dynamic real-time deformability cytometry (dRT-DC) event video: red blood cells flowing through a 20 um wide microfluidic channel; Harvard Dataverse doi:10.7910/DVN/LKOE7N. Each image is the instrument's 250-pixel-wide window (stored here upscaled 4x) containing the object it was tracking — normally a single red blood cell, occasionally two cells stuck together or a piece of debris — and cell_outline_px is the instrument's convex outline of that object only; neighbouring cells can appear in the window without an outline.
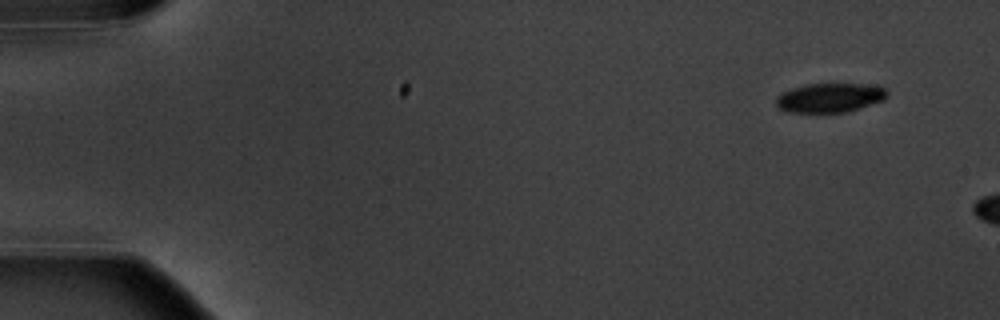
{"species": "common noctule bat (a hibernating species)", "species_latin": "Nyctalus noctula", "temperature_condition": "warm", "stored_images_in_passage": 3, "camera_frame_rate_fps": 3000, "um_per_image_px": 0.085, "animal": {"sex": "male", "body_mass_g": 20.1, "forearm_length_mm": 53.5}, "frame": {"image": 1, "passage_image": 1, "time_ms": 0.0, "image_size_px": [1000, 320], "cell_outline_px": [[888, 96], [884, 100], [848, 112], [788, 112], [780, 108], [776, 104], [776, 96], [792, 88], [804, 84], [880, 84], [888, 92]], "centroid_in_image_um": [70.59, 8.29], "position_along_channel_um": 14.4, "area_um2": 19.07}}